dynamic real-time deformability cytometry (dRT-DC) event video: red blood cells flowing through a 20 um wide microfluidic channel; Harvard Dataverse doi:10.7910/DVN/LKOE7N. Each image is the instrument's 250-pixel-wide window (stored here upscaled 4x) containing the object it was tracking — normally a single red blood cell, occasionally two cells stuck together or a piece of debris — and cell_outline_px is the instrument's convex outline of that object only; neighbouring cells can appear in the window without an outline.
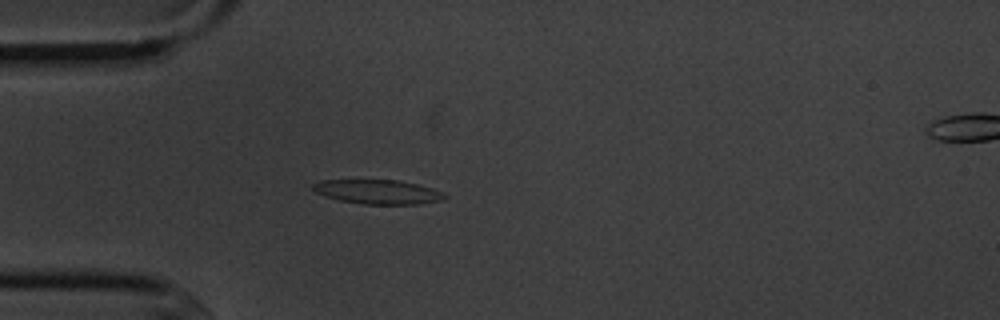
{"species": "common noctule bat (a hibernating species)", "species_latin": "Nyctalus noctula", "temperature_condition": "cold", "stored_images_in_passage": 5, "camera_frame_rate_fps": 3000, "um_per_image_px": 0.085, "animal": {"sex": "male", "body_mass_g": 20.1, "forearm_length_mm": 53.5}, "frame": {"image": 1, "passage_image": 4, "time_ms": 3.667, "image_size_px": [1000, 320], "cell_outline_px": [[448, 196], [444, 200], [420, 204], [364, 204], [340, 200], [324, 196], [316, 192], [312, 188], [312, 184], [320, 180], [396, 180], [416, 184], [432, 188], [444, 192]], "centroid_in_image_um": [32.15, 16.31], "position_along_channel_um": 52.9, "area_um2": 18.67}}